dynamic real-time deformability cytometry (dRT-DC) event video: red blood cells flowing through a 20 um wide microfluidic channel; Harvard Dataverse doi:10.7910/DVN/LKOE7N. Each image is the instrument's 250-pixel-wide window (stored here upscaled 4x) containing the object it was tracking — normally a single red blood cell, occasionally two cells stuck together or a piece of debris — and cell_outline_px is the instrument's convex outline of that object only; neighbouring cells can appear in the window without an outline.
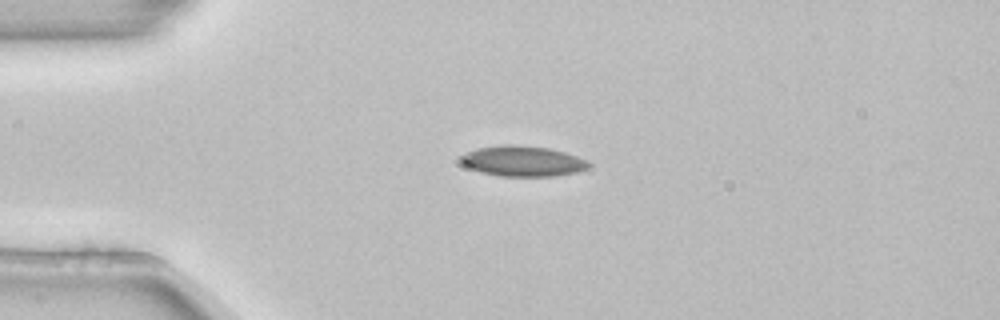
{"species": "common noctule bat (a hibernating species)", "species_latin": "Nyctalus noctula", "temperature_condition": "room temperature", "stored_images_in_passage": 3, "camera_frame_rate_fps": 3000, "um_per_image_px": 0.085, "animal": {"sex": "female", "body_mass_g": 22.7, "forearm_length_mm": 54.2}, "frame": {"image": 1, "passage_image": 2, "time_ms": 0.333, "image_size_px": [1000, 320], "cell_outline_px": [[592, 164], [588, 168], [576, 172], [552, 176], [500, 176], [480, 172], [468, 168], [460, 160], [460, 156], [464, 152], [476, 148], [500, 144], [516, 144], [548, 148], [564, 152], [588, 160]], "centroid_in_image_um": [44.4, 13.68], "position_along_channel_um": 40.6, "area_um2": 22.95}}